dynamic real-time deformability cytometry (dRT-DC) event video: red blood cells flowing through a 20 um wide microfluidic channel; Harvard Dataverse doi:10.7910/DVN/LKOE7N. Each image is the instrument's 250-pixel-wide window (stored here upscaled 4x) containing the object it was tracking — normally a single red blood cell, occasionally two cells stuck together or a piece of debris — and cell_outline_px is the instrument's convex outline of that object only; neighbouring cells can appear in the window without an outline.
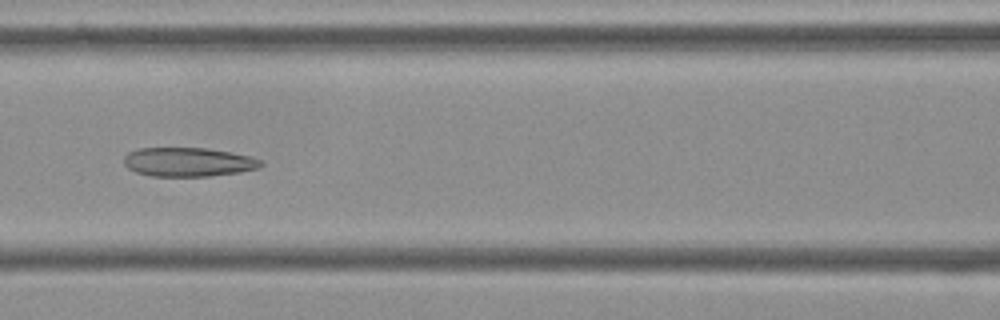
{"species": "Egyptian fruit bat (a non-hibernating species)", "species_latin": "Rousettus aegyptiacus", "temperature_condition": "cold", "stored_images_in_passage": 8, "camera_frame_rate_fps": 3000, "um_per_image_px": 0.085, "frame": {"image": 1, "passage_image": 4, "time_ms": 1.0, "image_size_px": [1000, 320], "cell_outline_px": [[264, 164], [256, 168], [240, 172], [208, 176], [152, 176], [136, 172], [128, 168], [124, 164], [124, 156], [128, 152], [140, 148], [208, 148], [232, 152], [252, 156], [260, 160]], "centroid_in_image_um": [16.0, 13.76], "position_along_channel_um": 150.6, "area_um2": 23.18}}
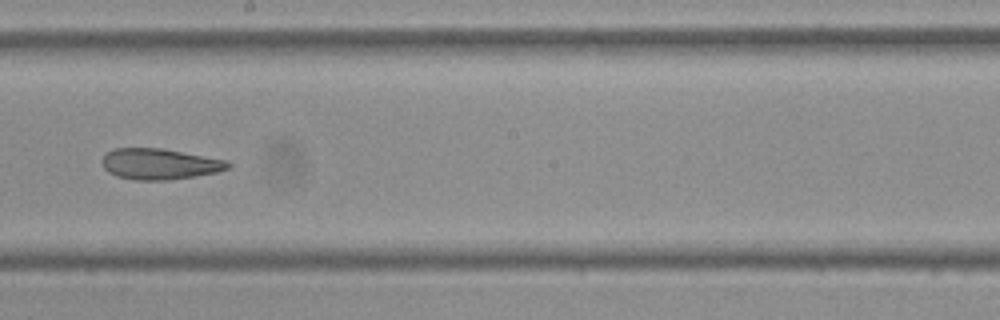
{"frame": {"image": 2, "passage_image": 6, "time_ms": 1.667, "image_size_px": [1000, 320], "cell_outline_px": [[232, 164], [228, 168], [216, 172], [196, 176], [168, 180], [136, 180], [116, 176], [108, 172], [104, 168], [100, 160], [104, 152], [112, 148], [160, 148], [228, 160]], "centroid_in_image_um": [13.51, 13.93], "position_along_channel_um": 234.7, "area_um2": 22.89}}
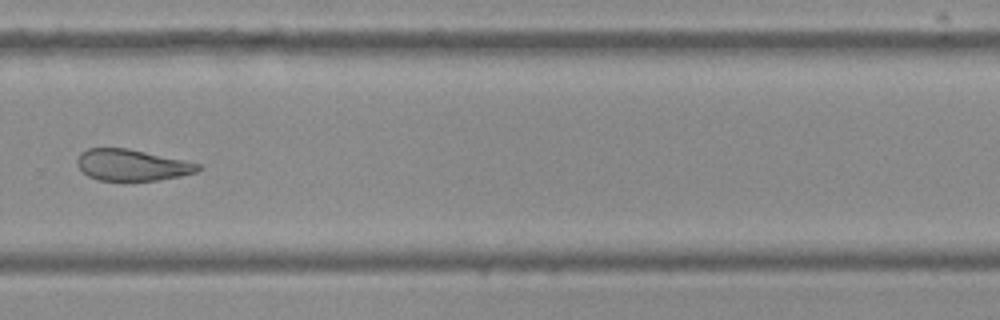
{"frame": {"image": 3, "passage_image": 8, "time_ms": 2.333, "image_size_px": [1000, 320], "cell_outline_px": [[204, 168], [196, 172], [180, 176], [156, 180], [96, 180], [88, 176], [76, 164], [76, 160], [80, 152], [88, 148], [128, 148], [184, 160], [200, 164]], "centroid_in_image_um": [11.21, 14.02], "position_along_channel_um": 318.6, "area_um2": 22.08}}